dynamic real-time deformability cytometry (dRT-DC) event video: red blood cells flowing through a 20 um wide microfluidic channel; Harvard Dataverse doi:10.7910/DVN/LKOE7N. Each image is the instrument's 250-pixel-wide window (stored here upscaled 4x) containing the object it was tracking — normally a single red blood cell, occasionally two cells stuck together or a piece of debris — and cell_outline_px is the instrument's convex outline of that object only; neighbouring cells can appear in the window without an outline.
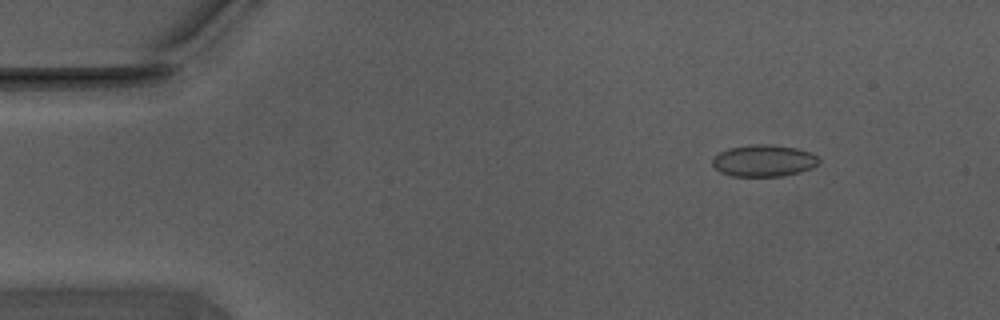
{"species": "Egyptian fruit bat (a non-hibernating species)", "species_latin": "Rousettus aegyptiacus", "temperature_condition": "warm", "stored_images_in_passage": 52, "camera_frame_rate_fps": 3000, "um_per_image_px": 0.085, "animal": {"sex": "male"}, "frame": {"image": 1, "passage_image": 4, "time_ms": 1.0, "image_size_px": [1000, 320], "cell_outline_px": [[820, 160], [812, 168], [800, 172], [784, 176], [732, 176], [720, 172], [712, 164], [712, 156], [728, 148], [752, 144], [772, 144], [796, 148], [808, 152], [816, 156]], "centroid_in_image_um": [64.88, 13.66], "position_along_channel_um": 20.1, "area_um2": 19.77}}
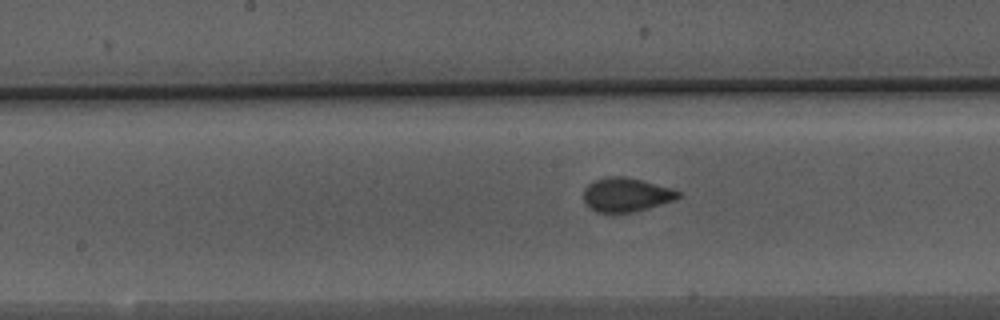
{"frame": {"image": 2, "passage_image": 25, "time_ms": 8.0, "image_size_px": [1000, 320], "cell_outline_px": [[680, 196], [672, 200], [648, 208], [632, 212], [596, 212], [584, 204], [584, 188], [588, 184], [596, 180], [608, 176], [624, 176], [672, 188], [680, 192]], "centroid_in_image_um": [53.18, 16.55], "position_along_channel_um": 195.0, "area_um2": 18.5}}
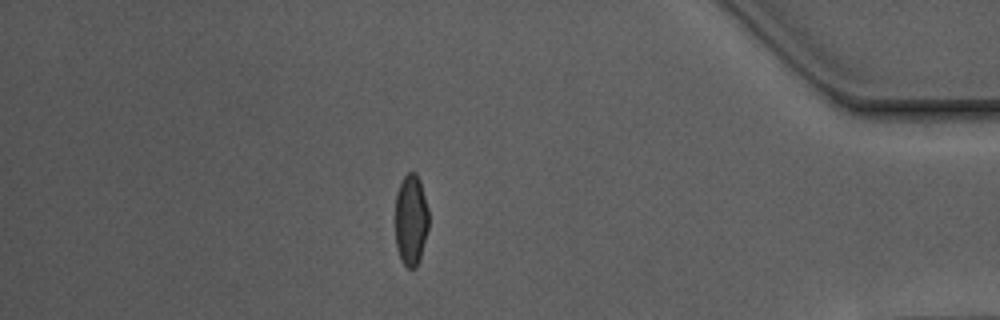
{"frame": {"image": 3, "passage_image": 45, "time_ms": 14.667, "image_size_px": [1000, 320], "cell_outline_px": [[428, 228], [420, 256], [416, 268], [408, 268], [400, 260], [396, 248], [396, 192], [404, 176], [408, 172], [416, 172], [420, 180], [428, 208]], "centroid_in_image_um": [34.92, 18.68], "position_along_channel_um": 400.3, "area_um2": 17.74}, "authors_computed_cell_mechanics": {"area_um2": 18.6116, "velocity_mm_per_s": 3.7198, "shape_relaxation_time_tau1_ms": 5.3679, "shape_relaxation_time_tau2_ms": null, "deformation_change_tau1": 0.1259, "deformation_change_tau2": null}}